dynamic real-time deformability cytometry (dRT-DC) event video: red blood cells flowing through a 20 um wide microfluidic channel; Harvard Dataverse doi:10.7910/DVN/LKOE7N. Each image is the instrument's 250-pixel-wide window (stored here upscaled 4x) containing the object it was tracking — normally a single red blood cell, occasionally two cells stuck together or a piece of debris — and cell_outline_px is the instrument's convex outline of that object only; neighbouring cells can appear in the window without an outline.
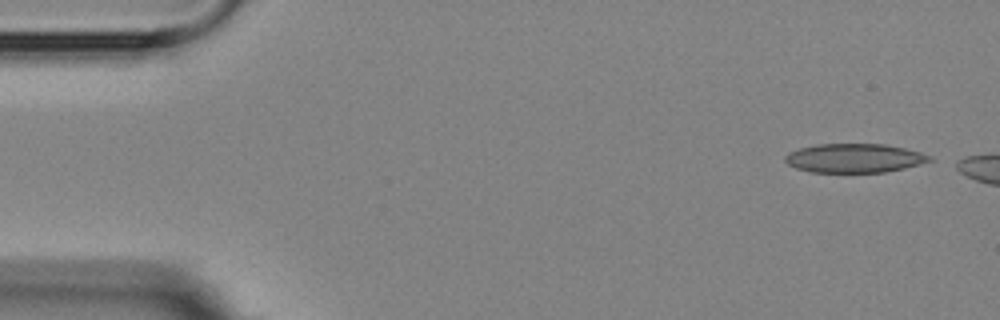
{"species": "Egyptian fruit bat (a non-hibernating species)", "species_latin": "Rousettus aegyptiacus", "temperature_condition": "room temperature", "stored_images_in_passage": 3, "camera_frame_rate_fps": 3000, "um_per_image_px": 0.085, "animal": {"sex": "female"}, "frame": {"image": 1, "passage_image": 1, "time_ms": 0.0, "image_size_px": [1000, 320], "cell_outline_px": [[936, 160], [904, 168], [884, 172], [812, 172], [796, 168], [788, 164], [784, 160], [784, 156], [788, 152], [800, 148], [816, 144], [884, 144], [904, 148], [920, 152], [932, 156]], "centroid_in_image_um": [72.63, 13.44], "position_along_channel_um": 12.4, "area_um2": 24.45}}